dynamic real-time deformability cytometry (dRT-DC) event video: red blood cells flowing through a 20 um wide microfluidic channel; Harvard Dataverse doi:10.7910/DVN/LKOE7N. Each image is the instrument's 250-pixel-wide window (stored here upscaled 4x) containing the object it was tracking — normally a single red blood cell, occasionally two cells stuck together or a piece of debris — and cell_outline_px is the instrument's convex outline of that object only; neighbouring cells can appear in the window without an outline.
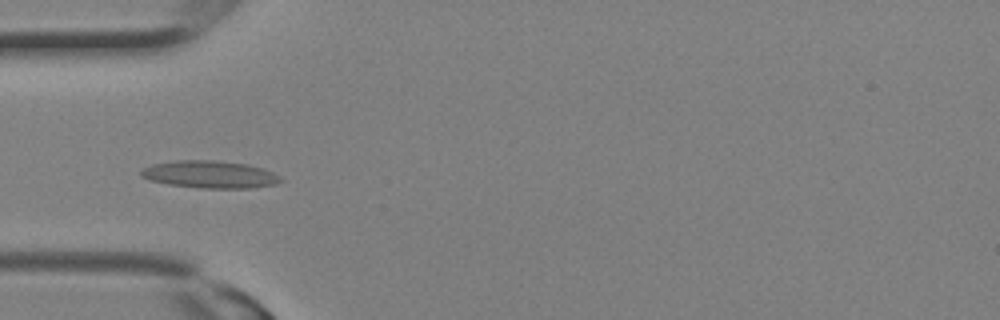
{"species": "Egyptian fruit bat (a non-hibernating species)", "species_latin": "Rousettus aegyptiacus", "temperature_condition": "room temperature", "stored_images_in_passage": 29, "camera_frame_rate_fps": 3000, "um_per_image_px": 0.085, "animal": {"sex": "female"}, "frame": {"image": 1, "passage_image": 9, "time_ms": 2.667, "image_size_px": [1000, 320], "cell_outline_px": [[284, 180], [276, 184], [248, 188], [200, 188], [168, 184], [148, 180], [140, 176], [140, 172], [144, 168], [152, 164], [176, 160], [216, 160], [248, 164], [264, 168], [280, 176]], "centroid_in_image_um": [17.84, 14.82], "position_along_channel_um": 67.2, "area_um2": 22.43}}
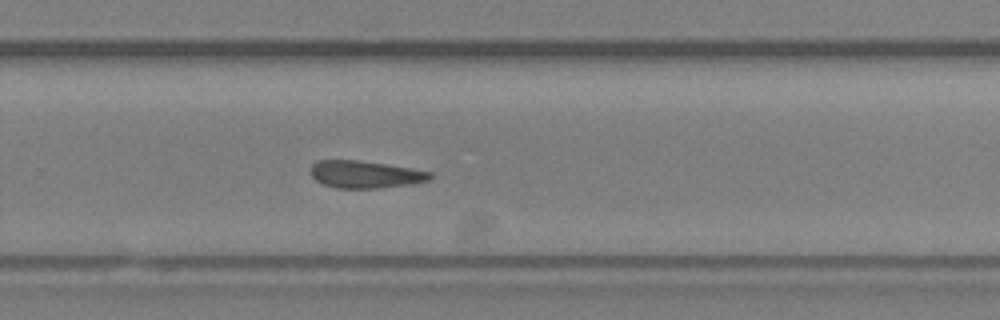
{"frame": {"image": 2, "passage_image": 19, "time_ms": 6.0, "image_size_px": [1000, 320], "cell_outline_px": [[432, 180], [412, 184], [380, 188], [336, 188], [324, 184], [316, 180], [312, 176], [312, 164], [316, 160], [360, 160], [388, 164], [412, 168], [432, 172]], "centroid_in_image_um": [31.1, 14.82], "position_along_channel_um": 298.7, "area_um2": 19.19}}
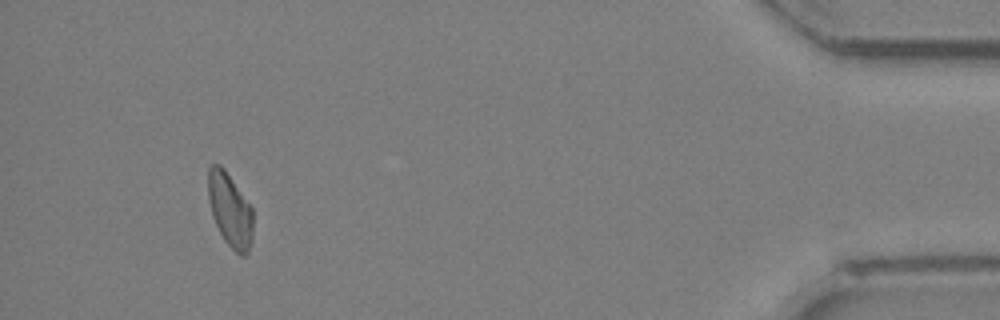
{"frame": {"image": 3, "passage_image": 27, "time_ms": 8.667, "image_size_px": [1000, 320], "cell_outline_px": [[252, 240], [248, 252], [244, 256], [240, 256], [224, 240], [212, 216], [208, 200], [208, 168], [212, 164], [220, 164], [224, 168], [252, 208]], "centroid_in_image_um": [19.54, 17.85], "position_along_channel_um": 415.7, "area_um2": 19.19}}